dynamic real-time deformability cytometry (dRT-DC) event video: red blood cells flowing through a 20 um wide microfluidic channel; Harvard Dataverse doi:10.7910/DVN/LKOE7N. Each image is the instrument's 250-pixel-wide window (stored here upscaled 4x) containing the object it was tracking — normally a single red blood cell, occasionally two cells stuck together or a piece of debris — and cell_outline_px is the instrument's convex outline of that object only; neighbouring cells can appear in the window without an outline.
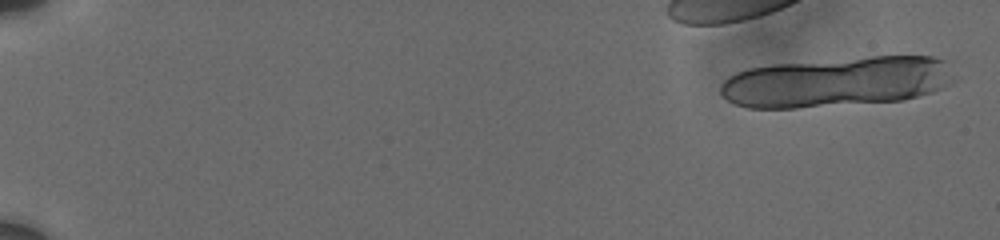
{"species": "human", "species_latin": "Homo sapiens", "temperature_condition": "cold", "stored_images_in_passage": 10, "segment_of_instrument_passage": [1, 2], "camera_frame_rate_fps": 3000, "um_per_image_px": 0.085, "donor": {"sex": "male"}, "frame": {"image": 1, "passage_image": 2, "time_ms": 0.667, "image_size_px": [1000, 240], "cell_outline_px": [[944, 84], [940, 88], [932, 92], [904, 100], [796, 108], [748, 108], [736, 104], [728, 100], [720, 92], [720, 84], [728, 76], [736, 72], [748, 68], [772, 64], [872, 56], [932, 56], [944, 60]], "centroid_in_image_um": [70.94, 6.96], "position_along_channel_um": 14.1, "area_um2": 67.28}}